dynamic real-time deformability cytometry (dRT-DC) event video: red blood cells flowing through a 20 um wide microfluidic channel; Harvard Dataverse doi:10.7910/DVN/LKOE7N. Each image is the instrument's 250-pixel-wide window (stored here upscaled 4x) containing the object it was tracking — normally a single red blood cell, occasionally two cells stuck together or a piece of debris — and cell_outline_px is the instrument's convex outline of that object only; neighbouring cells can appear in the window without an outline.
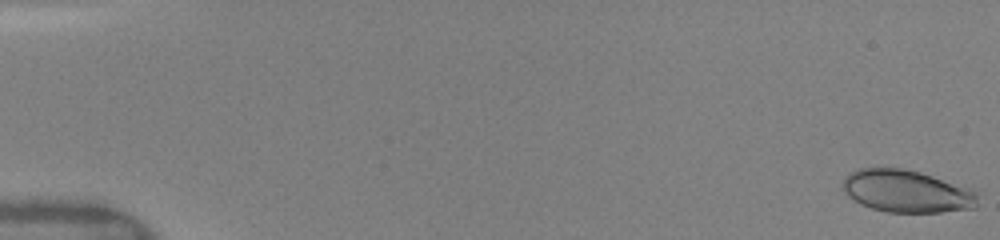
{"species": "human", "species_latin": "Homo sapiens", "temperature_condition": "warm", "stored_images_in_passage": 22, "camera_frame_rate_fps": 3000, "um_per_image_px": 0.085, "donor": {"sex": "female"}, "frame": {"image": 1, "passage_image": 1, "time_ms": 0.0, "image_size_px": [1000, 240], "cell_outline_px": [[980, 192], [976, 208], [940, 212], [888, 212], [872, 208], [860, 204], [848, 196], [844, 192], [844, 176], [848, 172], [860, 168], [904, 168], [920, 172], [972, 188]], "centroid_in_image_um": [77.11, 16.25], "position_along_channel_um": 7.9, "area_um2": 33.7}}
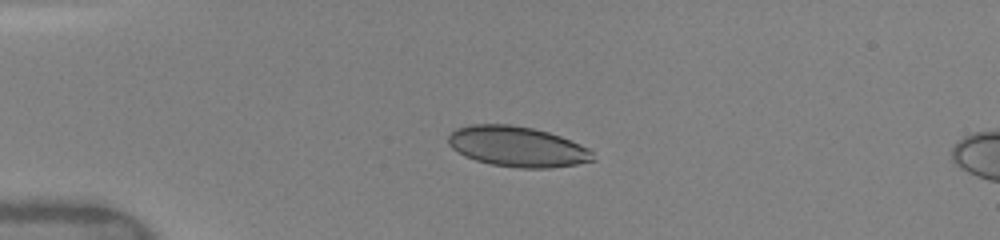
{"frame": {"image": 2, "passage_image": 17, "time_ms": 4.0, "image_size_px": [1000, 240], "cell_outline_px": [[596, 160], [576, 164], [552, 168], [520, 168], [492, 164], [476, 160], [464, 156], [452, 148], [448, 144], [448, 136], [456, 128], [472, 124], [512, 124], [532, 128], [548, 132], [560, 136], [580, 144], [588, 148], [592, 152]], "centroid_in_image_um": [43.97, 12.46], "position_along_channel_um": 41.0, "area_um2": 34.04}}